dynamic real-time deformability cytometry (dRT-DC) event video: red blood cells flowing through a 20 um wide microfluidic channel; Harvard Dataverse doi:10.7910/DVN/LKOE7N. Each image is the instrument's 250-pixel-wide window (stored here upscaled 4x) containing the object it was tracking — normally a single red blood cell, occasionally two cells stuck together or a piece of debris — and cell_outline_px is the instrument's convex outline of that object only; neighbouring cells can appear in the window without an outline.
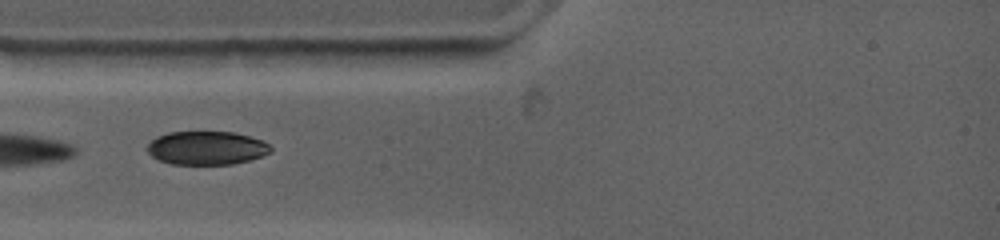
{"species": "common noctule bat (a hibernating species)", "species_latin": "Nyctalus noctula", "temperature_condition": "warm", "stored_images_in_passage": 9, "camera_frame_rate_fps": 4500, "um_per_image_px": 0.085, "animal": {"sex": "female", "body_mass_g": 19.0, "forearm_length_mm": 53.3}, "frame": {"image": 1, "passage_image": 1, "time_ms": 0.0, "image_size_px": [1000, 240], "cell_outline_px": [[272, 152], [248, 160], [232, 164], [172, 164], [160, 160], [152, 156], [148, 152], [148, 144], [156, 136], [168, 132], [236, 132], [260, 140], [268, 144], [272, 148]], "centroid_in_image_um": [17.55, 12.57], "position_along_channel_um": 67.5, "area_um2": 23.93}}